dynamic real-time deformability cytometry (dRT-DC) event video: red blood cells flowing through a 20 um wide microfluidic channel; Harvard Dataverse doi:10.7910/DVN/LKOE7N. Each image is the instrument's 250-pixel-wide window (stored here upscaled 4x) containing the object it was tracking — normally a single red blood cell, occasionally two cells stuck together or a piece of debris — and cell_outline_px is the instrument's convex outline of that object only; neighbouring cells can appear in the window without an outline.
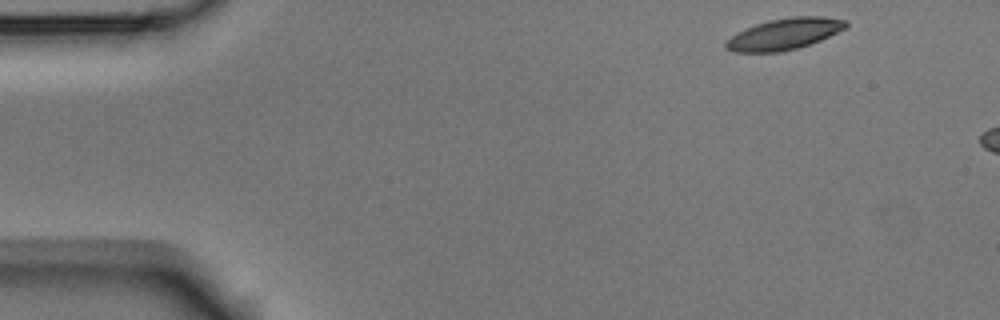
{"species": "Egyptian fruit bat (a non-hibernating species)", "species_latin": "Rousettus aegyptiacus", "temperature_condition": "room temperature", "stored_images_in_passage": 3, "camera_frame_rate_fps": 3000, "um_per_image_px": 0.085, "animal": {"sex": "male"}, "frame": {"image": 1, "passage_image": 1, "time_ms": 0.0, "image_size_px": [1000, 320], "cell_outline_px": [[848, 24], [844, 28], [820, 40], [796, 48], [780, 52], [732, 52], [724, 48], [724, 44], [736, 32], [744, 28], [768, 20], [792, 16], [824, 16], [848, 20]], "centroid_in_image_um": [66.63, 2.88], "position_along_channel_um": 18.4, "area_um2": 21.85}}